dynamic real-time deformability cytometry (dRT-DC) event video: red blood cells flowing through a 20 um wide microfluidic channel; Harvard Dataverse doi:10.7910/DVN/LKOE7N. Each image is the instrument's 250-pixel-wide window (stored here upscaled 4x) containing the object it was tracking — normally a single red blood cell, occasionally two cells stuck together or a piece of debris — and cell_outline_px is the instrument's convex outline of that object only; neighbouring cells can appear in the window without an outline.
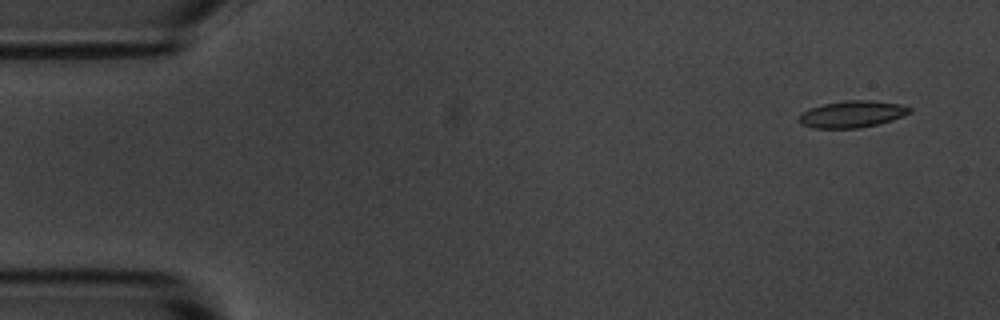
{"species": "common noctule bat (a hibernating species)", "species_latin": "Nyctalus noctula", "temperature_condition": "room temperature", "stored_images_in_passage": 4, "camera_frame_rate_fps": 3000, "um_per_image_px": 0.085, "animal": {"sex": "male", "body_mass_g": 20.1, "forearm_length_mm": 53.5}, "frame": {"image": 1, "passage_image": 1, "time_ms": 0.0, "image_size_px": [1000, 320], "cell_outline_px": [[912, 112], [892, 120], [876, 124], [856, 128], [812, 128], [800, 124], [800, 116], [808, 108], [824, 104], [844, 100], [868, 100], [900, 104], [912, 108]], "centroid_in_image_um": [72.43, 9.7], "position_along_channel_um": 12.6, "area_um2": 17.11}}
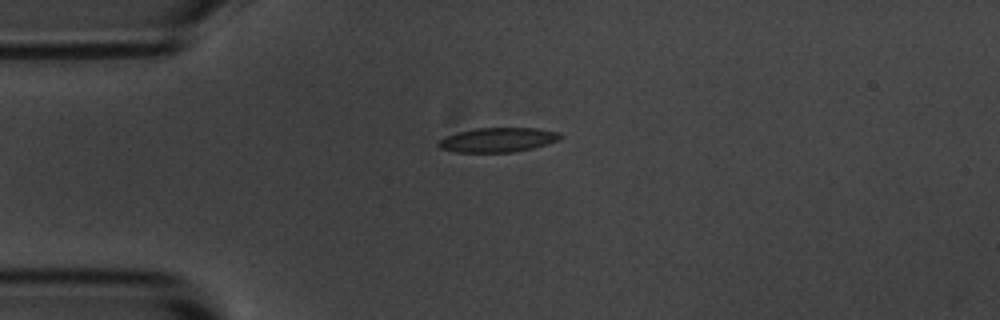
{"frame": {"image": 2, "passage_image": 4, "time_ms": 3.333, "image_size_px": [1000, 320], "cell_outline_px": [[560, 140], [548, 144], [532, 148], [512, 152], [456, 152], [440, 148], [436, 144], [444, 136], [476, 128], [536, 128], [560, 132]], "centroid_in_image_um": [42.32, 11.89], "position_along_channel_um": 42.7, "area_um2": 17.28}}